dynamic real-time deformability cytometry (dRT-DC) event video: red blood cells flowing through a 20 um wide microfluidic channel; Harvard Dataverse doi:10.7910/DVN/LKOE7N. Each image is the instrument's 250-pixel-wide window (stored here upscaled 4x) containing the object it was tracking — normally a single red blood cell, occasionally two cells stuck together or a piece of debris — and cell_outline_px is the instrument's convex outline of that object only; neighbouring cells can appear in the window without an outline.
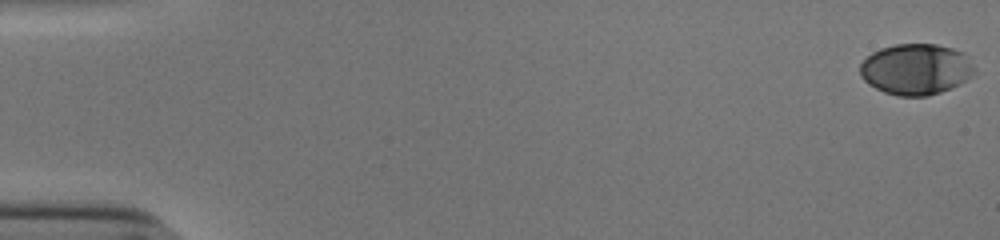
{"species": "human", "species_latin": "Homo sapiens", "temperature_condition": "cold", "stored_images_in_passage": 54, "camera_frame_rate_fps": 3000, "um_per_image_px": 0.085, "donor": {"sex": "male"}, "frame": {"image": 1, "passage_image": 1, "time_ms": 0.0, "image_size_px": [1000, 240], "cell_outline_px": [[976, 72], [960, 84], [940, 92], [928, 96], [896, 96], [884, 92], [868, 84], [860, 76], [860, 64], [872, 52], [880, 48], [896, 44], [936, 44], [952, 48], [964, 52], [976, 68]], "centroid_in_image_um": [77.86, 5.88], "position_along_channel_um": 7.1, "area_um2": 34.22}}
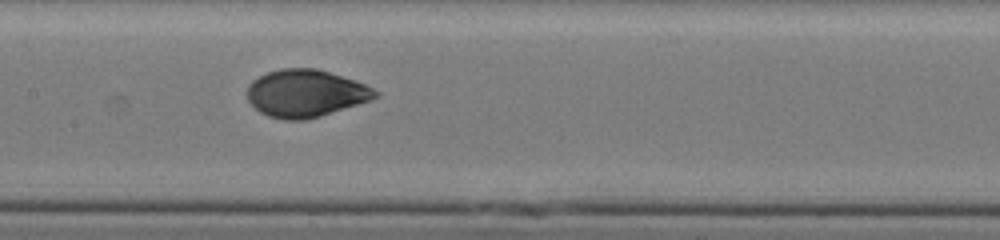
{"frame": {"image": 2, "passage_image": 28, "time_ms": 9.0, "image_size_px": [1000, 240], "cell_outline_px": [[380, 96], [320, 116], [304, 120], [284, 120], [268, 116], [260, 112], [248, 100], [248, 84], [252, 80], [268, 72], [280, 68], [316, 68], [356, 80], [380, 92]], "centroid_in_image_um": [25.97, 7.92], "position_along_channel_um": 181.4, "area_um2": 35.14}}
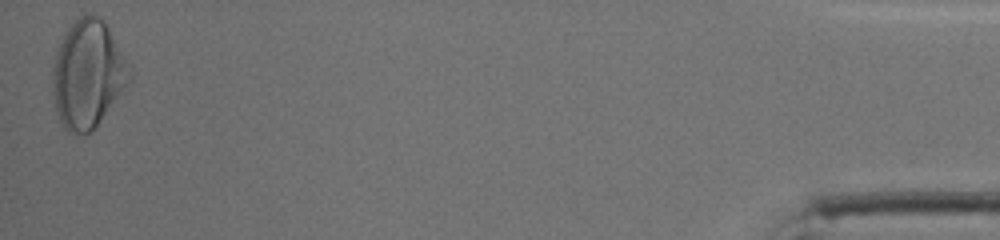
{"frame": {"image": 3, "passage_image": 54, "time_ms": 17.667, "image_size_px": [1000, 240], "cell_outline_px": [[132, 80], [96, 124], [88, 132], [68, 132], [64, 128], [56, 112], [52, 92], [52, 68], [56, 52], [68, 28], [84, 12], [92, 12], [100, 16], [104, 20], [124, 56], [132, 76]], "centroid_in_image_um": [7.45, 6.25], "position_along_channel_um": 427.8, "area_um2": 47.8}, "authors_computed_cell_mechanics": {"area_um2": 35.1135, "velocity_mm_per_s": 3.8377, "shape_relaxation_time_tau1_ms": 3.5807, "shape_relaxation_time_tau2_ms": null, "deformation_change_tau1": 0.1619, "deformation_change_tau2": null}}